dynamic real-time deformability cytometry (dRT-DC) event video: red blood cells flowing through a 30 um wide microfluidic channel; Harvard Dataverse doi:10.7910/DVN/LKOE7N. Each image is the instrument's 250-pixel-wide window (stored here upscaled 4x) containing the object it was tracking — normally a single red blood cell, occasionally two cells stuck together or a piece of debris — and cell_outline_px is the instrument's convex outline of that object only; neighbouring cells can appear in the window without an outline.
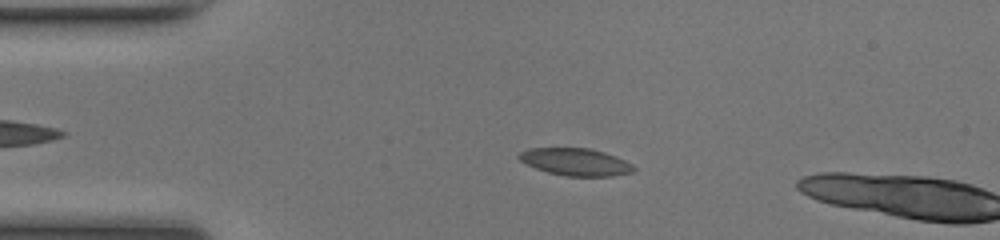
{"species": "common noctule bat (a hibernating species)", "species_latin": "Nyctalus noctula", "temperature_condition": "room temperature", "stored_images_in_passage": 5, "camera_frame_rate_fps": 3000, "um_per_image_px": 0.085, "animal": {"sex": "female", "body_mass_g": 17.0, "forearm_length_mm": 48.0}, "frame": {"image": 1, "passage_image": 3, "time_ms": 0.667, "image_size_px": [1000, 240], "cell_outline_px": [[636, 168], [632, 172], [612, 176], [564, 176], [548, 172], [536, 168], [520, 160], [516, 156], [520, 152], [532, 148], [588, 148], [604, 152], [616, 156], [632, 164]], "centroid_in_image_um": [48.94, 13.76], "position_along_channel_um": 36.1, "area_um2": 18.15}}